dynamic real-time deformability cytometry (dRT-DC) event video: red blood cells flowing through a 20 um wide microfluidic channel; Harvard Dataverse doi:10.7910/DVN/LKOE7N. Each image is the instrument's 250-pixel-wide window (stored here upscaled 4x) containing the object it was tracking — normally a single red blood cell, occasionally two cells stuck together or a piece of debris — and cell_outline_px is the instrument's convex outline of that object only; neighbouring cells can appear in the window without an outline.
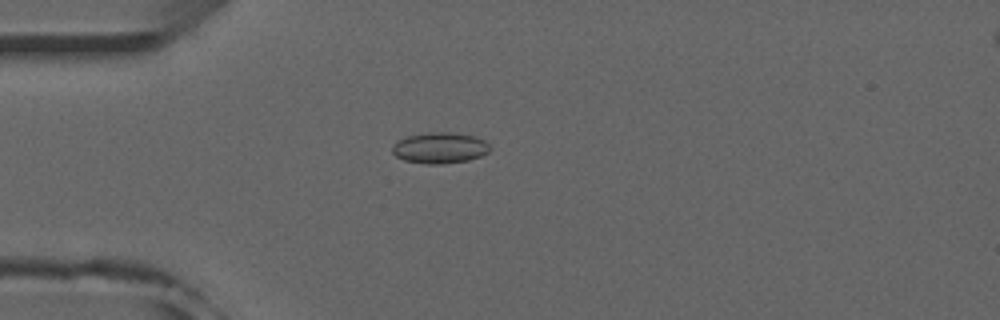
{"species": "common noctule bat (a hibernating species)", "species_latin": "Nyctalus noctula", "temperature_condition": "room temperature", "stored_images_in_passage": 52, "camera_frame_rate_fps": 3000, "um_per_image_px": 0.085, "animal": {"sex": "male", "forearm_length_mm": 52.5}, "frame": {"image": 1, "passage_image": 14, "time_ms": 4.333, "image_size_px": [1000, 320], "cell_outline_px": [[488, 152], [480, 156], [468, 160], [444, 164], [428, 164], [404, 160], [396, 156], [392, 152], [392, 148], [396, 140], [408, 136], [428, 132], [452, 132], [472, 136], [484, 140], [488, 144]], "centroid_in_image_um": [37.35, 12.57], "position_along_channel_um": 47.7, "area_um2": 17.51}}
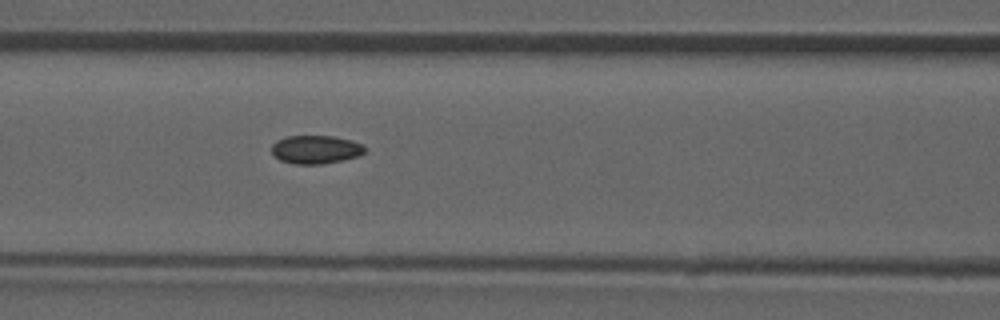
{"frame": {"image": 2, "passage_image": 22, "time_ms": 7.0, "image_size_px": [1000, 320], "cell_outline_px": [[368, 148], [364, 152], [356, 156], [344, 160], [320, 164], [296, 164], [280, 160], [272, 152], [272, 144], [276, 140], [284, 136], [332, 136], [352, 140], [364, 144]], "centroid_in_image_um": [26.86, 12.69], "position_along_channel_um": 139.7, "area_um2": 15.49}}
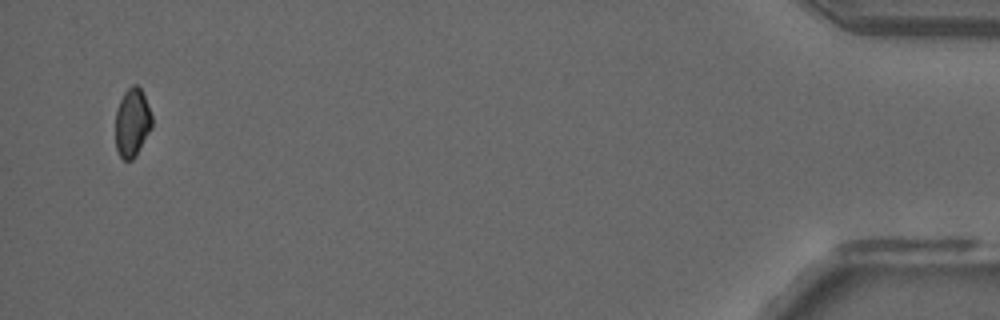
{"frame": {"image": 3, "passage_image": 50, "time_ms": 16.333, "image_size_px": [1000, 320], "cell_outline_px": [[152, 128], [136, 156], [132, 160], [124, 160], [120, 156], [116, 148], [116, 112], [120, 100], [124, 92], [132, 84], [136, 84], [140, 88], [144, 96], [152, 116]], "centroid_in_image_um": [11.24, 10.43], "position_along_channel_um": 424.0, "area_um2": 14.57}, "authors_computed_cell_mechanics": {"area_um2": 15.606, "velocity_mm_per_s": 3.9822, "shape_relaxation_time_tau1_ms": null, "shape_relaxation_time_tau2_ms": 3.6928, "deformation_change_tau1": null, "deformation_change_tau2": 0.0728}}